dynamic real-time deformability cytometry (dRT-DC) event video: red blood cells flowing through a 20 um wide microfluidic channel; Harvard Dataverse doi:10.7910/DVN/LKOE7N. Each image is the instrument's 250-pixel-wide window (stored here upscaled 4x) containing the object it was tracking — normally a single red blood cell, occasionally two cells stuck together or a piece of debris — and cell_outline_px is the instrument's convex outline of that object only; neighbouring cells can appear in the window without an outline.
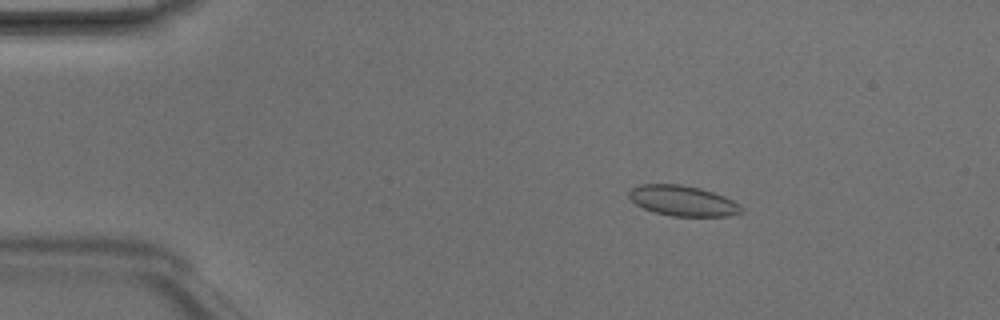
{"species": "Egyptian fruit bat (a non-hibernating species)", "species_latin": "Rousettus aegyptiacus", "temperature_condition": "room temperature", "stored_images_in_passage": 6, "camera_frame_rate_fps": 3000, "um_per_image_px": 0.085, "animal": {"sex": "male"}, "frame": {"image": 1, "passage_image": 2, "time_ms": 0.333, "image_size_px": [1000, 320], "cell_outline_px": [[744, 212], [728, 216], [672, 216], [656, 212], [644, 208], [636, 204], [628, 196], [628, 192], [632, 188], [640, 184], [680, 184], [700, 188], [724, 196], [740, 204], [744, 208]], "centroid_in_image_um": [58.06, 17.06], "position_along_channel_um": 26.9, "area_um2": 19.88}}
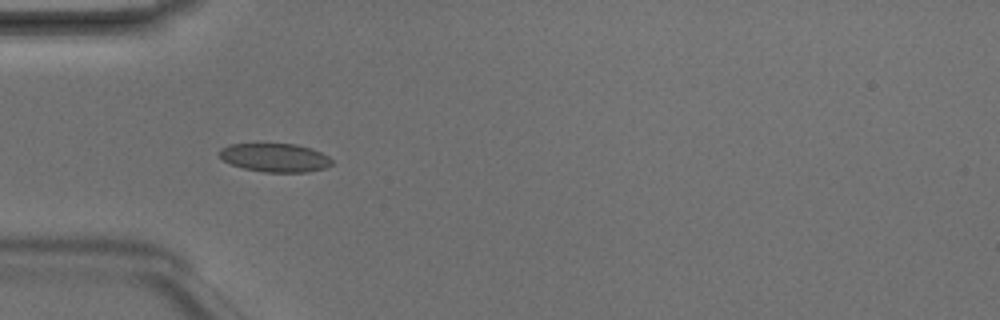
{"frame": {"image": 2, "passage_image": 4, "time_ms": 1.0, "image_size_px": [1000, 320], "cell_outline_px": [[332, 164], [324, 168], [308, 172], [264, 172], [244, 168], [232, 164], [224, 160], [220, 156], [220, 148], [232, 144], [296, 144], [312, 148], [328, 156], [332, 160]], "centroid_in_image_um": [23.4, 13.4], "position_along_channel_um": 61.6, "area_um2": 18.55}}